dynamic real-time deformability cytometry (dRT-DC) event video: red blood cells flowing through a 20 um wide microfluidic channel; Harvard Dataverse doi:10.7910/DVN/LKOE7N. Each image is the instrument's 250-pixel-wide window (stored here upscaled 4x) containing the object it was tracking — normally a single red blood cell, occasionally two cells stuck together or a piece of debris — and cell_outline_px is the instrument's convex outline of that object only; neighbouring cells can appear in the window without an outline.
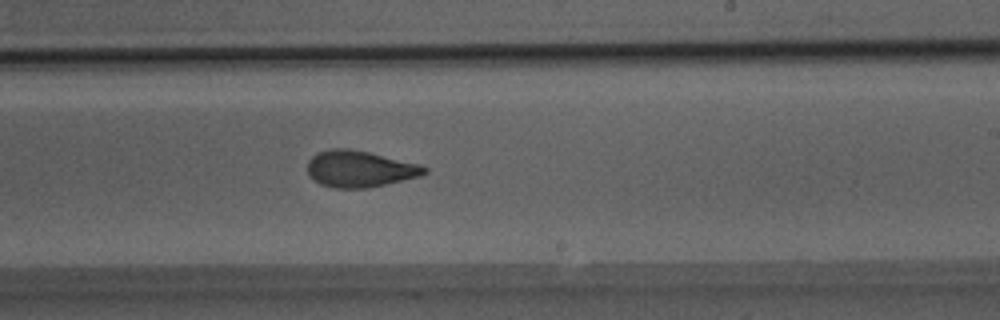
{"species": "Egyptian fruit bat (a non-hibernating species)", "species_latin": "Rousettus aegyptiacus", "temperature_condition": "room temperature", "stored_images_in_passage": 51, "camera_frame_rate_fps": 3000, "um_per_image_px": 0.085, "animal": {"sex": "male"}, "frame": {"image": 1, "passage_image": 31, "time_ms": 10.0, "image_size_px": [1000, 320], "cell_outline_px": [[428, 172], [420, 176], [368, 188], [332, 188], [320, 184], [308, 176], [308, 160], [316, 152], [332, 148], [348, 148], [368, 152], [420, 164], [428, 168]], "centroid_in_image_um": [30.55, 14.35], "position_along_channel_um": 258.5, "area_um2": 24.97}}
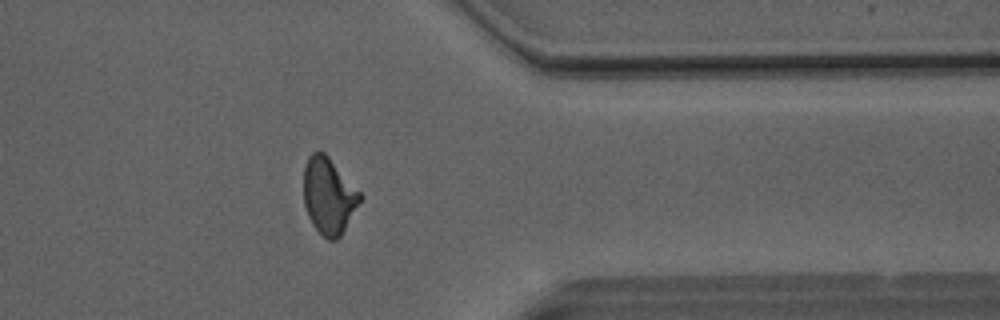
{"frame": {"image": 2, "passage_image": 41, "time_ms": 13.333, "image_size_px": [1000, 320], "cell_outline_px": [[364, 196], [340, 236], [336, 240], [328, 240], [312, 224], [308, 216], [304, 204], [304, 164], [308, 156], [312, 152], [324, 152], [328, 156]], "centroid_in_image_um": [27.94, 16.63], "position_along_channel_um": 383.5, "area_um2": 24.97}}
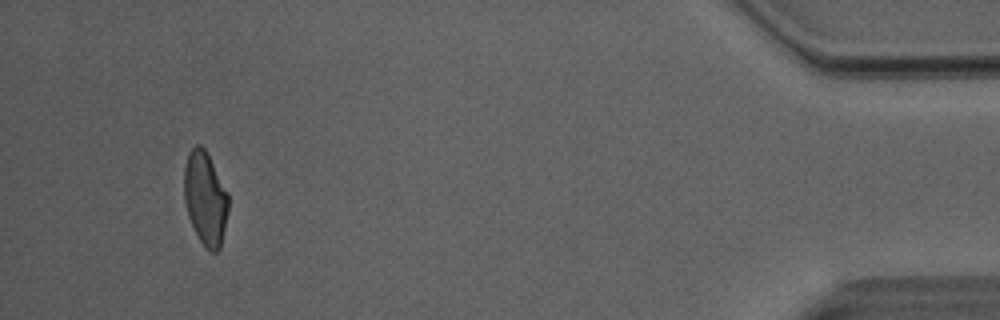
{"frame": {"image": 3, "passage_image": 48, "time_ms": 15.667, "image_size_px": [1000, 320], "cell_outline_px": [[228, 212], [220, 248], [216, 252], [212, 252], [200, 240], [188, 216], [184, 200], [184, 164], [188, 152], [196, 144], [200, 144], [204, 148], [228, 192]], "centroid_in_image_um": [17.44, 16.82], "position_along_channel_um": 417.8, "area_um2": 23.93}, "authors_computed_cell_mechanics": {"area_um2": 25.0852, "velocity_mm_per_s": 4.0741, "shape_relaxation_time_tau1_ms": 5.5179, "shape_relaxation_time_tau2_ms": 1.4947, "deformation_change_tau1": 0.1667, "deformation_change_tau2": 0.071}}